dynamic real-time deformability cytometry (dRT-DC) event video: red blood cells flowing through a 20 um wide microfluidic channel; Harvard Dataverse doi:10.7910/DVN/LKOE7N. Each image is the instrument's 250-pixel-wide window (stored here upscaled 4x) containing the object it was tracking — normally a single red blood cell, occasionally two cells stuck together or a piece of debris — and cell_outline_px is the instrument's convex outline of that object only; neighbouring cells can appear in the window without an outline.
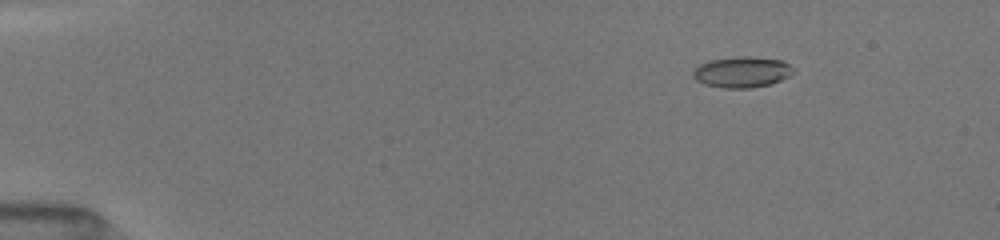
{"species": "common noctule bat (a hibernating species)", "species_latin": "Nyctalus noctula", "temperature_condition": "room temperature", "stored_images_in_passage": 12, "camera_frame_rate_fps": 3000, "um_per_image_px": 0.085, "animal": {"sex": "female", "body_mass_g": 19.5, "forearm_length_mm": 54.1}, "frame": {"image": 1, "passage_image": 3, "time_ms": 2.0, "image_size_px": [1000, 240], "cell_outline_px": [[796, 72], [780, 80], [768, 84], [752, 88], [724, 88], [704, 84], [696, 80], [692, 76], [692, 72], [700, 64], [712, 60], [736, 56], [748, 56], [784, 60]], "centroid_in_image_um": [63.07, 6.12], "position_along_channel_um": 21.9, "area_um2": 18.03}}
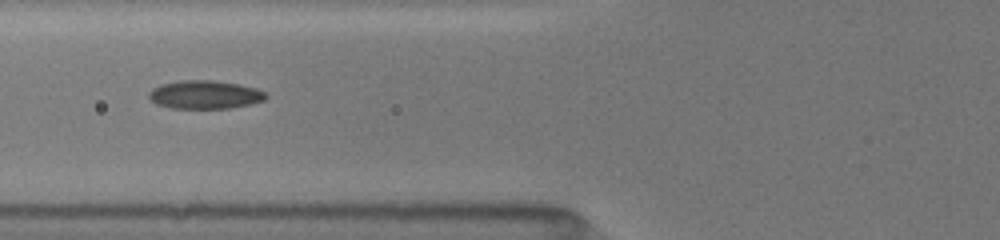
{"frame": {"image": 2, "passage_image": 8, "time_ms": 6.667, "image_size_px": [1000, 240], "cell_outline_px": [[268, 96], [264, 100], [248, 104], [228, 108], [172, 108], [156, 104], [148, 100], [148, 92], [152, 88], [160, 84], [180, 80], [212, 80], [240, 84], [256, 88], [264, 92]], "centroid_in_image_um": [17.35, 8.03], "position_along_channel_um": 108.4, "area_um2": 19.42}}
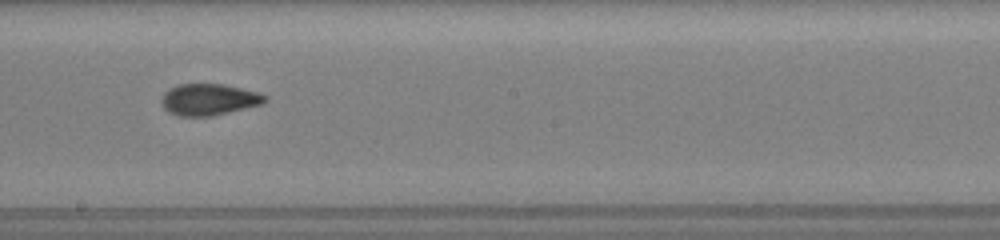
{"frame": {"image": 3, "passage_image": 11, "time_ms": 9.667, "image_size_px": [1000, 240], "cell_outline_px": [[268, 100], [264, 104], [212, 116], [180, 116], [168, 112], [160, 104], [160, 100], [164, 92], [168, 88], [176, 84], [224, 84], [260, 92], [268, 96]], "centroid_in_image_um": [17.77, 8.45], "position_along_channel_um": 230.4, "area_um2": 19.42}}